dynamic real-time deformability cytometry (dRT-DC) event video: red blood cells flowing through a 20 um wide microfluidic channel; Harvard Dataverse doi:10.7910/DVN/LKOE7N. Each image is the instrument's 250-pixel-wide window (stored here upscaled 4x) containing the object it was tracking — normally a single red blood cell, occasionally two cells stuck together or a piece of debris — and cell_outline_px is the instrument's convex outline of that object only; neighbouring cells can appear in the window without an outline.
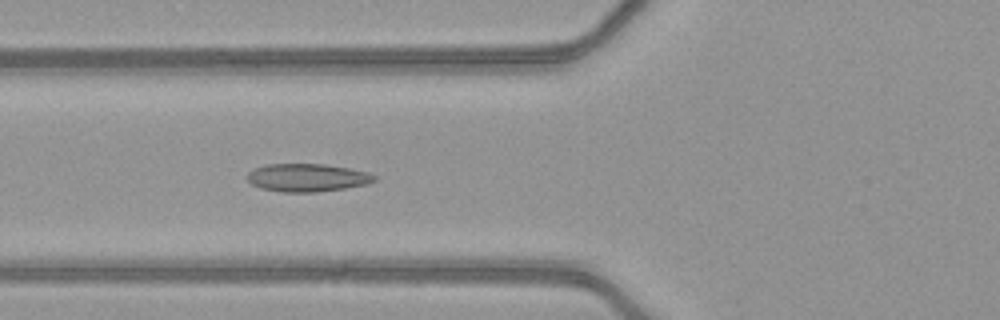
{"species": "common noctule bat (a hibernating species)", "species_latin": "Nyctalus noctula", "temperature_condition": "warm", "stored_images_in_passage": 51, "camera_frame_rate_fps": 3000, "um_per_image_px": 0.085, "animal": {"sex": "female", "body_mass_g": 21.9}, "frame": {"image": 1, "passage_image": 21, "time_ms": 6.667, "image_size_px": [1000, 320], "cell_outline_px": [[376, 180], [368, 184], [344, 188], [316, 192], [280, 192], [260, 188], [252, 184], [248, 180], [248, 172], [264, 164], [324, 164], [348, 168], [368, 172], [376, 176]], "centroid_in_image_um": [26.11, 15.1], "position_along_channel_um": 99.7, "area_um2": 20.69}}
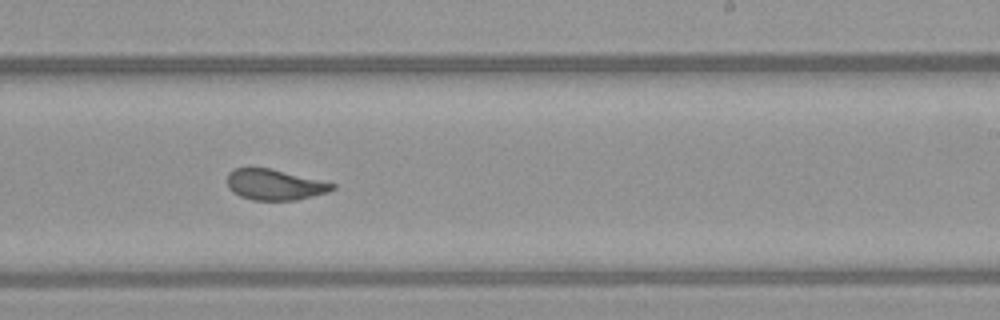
{"frame": {"image": 2, "passage_image": 33, "time_ms": 10.667, "image_size_px": [1000, 320], "cell_outline_px": [[336, 188], [328, 192], [296, 200], [252, 200], [240, 196], [232, 192], [228, 188], [228, 172], [236, 168], [272, 168], [336, 184]], "centroid_in_image_um": [23.34, 15.7], "position_along_channel_um": 265.7, "area_um2": 18.84}}
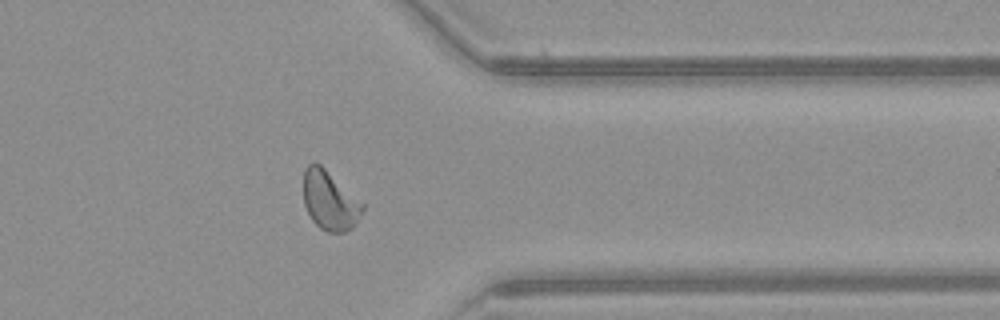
{"frame": {"image": 3, "passage_image": 42, "time_ms": 13.667, "image_size_px": [1000, 320], "cell_outline_px": [[364, 208], [352, 228], [344, 232], [328, 232], [320, 228], [312, 220], [304, 204], [304, 168], [312, 160], [320, 164], [364, 204]], "centroid_in_image_um": [28.0, 17.03], "position_along_channel_um": 383.4, "area_um2": 20.17}, "authors_computed_cell_mechanics": {"area_um2": 20.4034, "velocity_mm_per_s": 4.1368, "shape_relaxation_time_tau1_ms": 5.1841, "shape_relaxation_time_tau2_ms": 0.6604, "deformation_change_tau1": 0.1556, "deformation_change_tau2": 0.0624}}